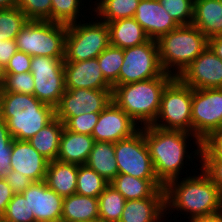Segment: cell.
Segmentation results:
<instances>
[{
	"label": "cell",
	"instance_id": "1",
	"mask_svg": "<svg viewBox=\"0 0 222 222\" xmlns=\"http://www.w3.org/2000/svg\"><path fill=\"white\" fill-rule=\"evenodd\" d=\"M200 170L201 175L185 177L181 181L175 179L164 186L166 211L184 210L189 213L190 221L222 213V193L210 177Z\"/></svg>",
	"mask_w": 222,
	"mask_h": 222
},
{
	"label": "cell",
	"instance_id": "2",
	"mask_svg": "<svg viewBox=\"0 0 222 222\" xmlns=\"http://www.w3.org/2000/svg\"><path fill=\"white\" fill-rule=\"evenodd\" d=\"M190 135L195 138V145H197V149L193 152L194 156L198 155L200 158L201 142L194 134L181 130H164L153 125L144 126V138L155 175L163 186L172 180L179 179L185 158L186 161L187 159L191 161L193 153L186 155L188 153L186 144Z\"/></svg>",
	"mask_w": 222,
	"mask_h": 222
},
{
	"label": "cell",
	"instance_id": "3",
	"mask_svg": "<svg viewBox=\"0 0 222 222\" xmlns=\"http://www.w3.org/2000/svg\"><path fill=\"white\" fill-rule=\"evenodd\" d=\"M0 117L13 139L28 141L55 118V108L34 95L0 91Z\"/></svg>",
	"mask_w": 222,
	"mask_h": 222
},
{
	"label": "cell",
	"instance_id": "4",
	"mask_svg": "<svg viewBox=\"0 0 222 222\" xmlns=\"http://www.w3.org/2000/svg\"><path fill=\"white\" fill-rule=\"evenodd\" d=\"M174 78L164 73L149 80L113 86L112 101L136 124L152 125L160 110L162 93Z\"/></svg>",
	"mask_w": 222,
	"mask_h": 222
},
{
	"label": "cell",
	"instance_id": "5",
	"mask_svg": "<svg viewBox=\"0 0 222 222\" xmlns=\"http://www.w3.org/2000/svg\"><path fill=\"white\" fill-rule=\"evenodd\" d=\"M157 44L164 72L178 77L206 49L208 38L193 24L179 25L162 35Z\"/></svg>",
	"mask_w": 222,
	"mask_h": 222
},
{
	"label": "cell",
	"instance_id": "6",
	"mask_svg": "<svg viewBox=\"0 0 222 222\" xmlns=\"http://www.w3.org/2000/svg\"><path fill=\"white\" fill-rule=\"evenodd\" d=\"M67 25L28 20L17 34V49L31 56L64 58Z\"/></svg>",
	"mask_w": 222,
	"mask_h": 222
},
{
	"label": "cell",
	"instance_id": "7",
	"mask_svg": "<svg viewBox=\"0 0 222 222\" xmlns=\"http://www.w3.org/2000/svg\"><path fill=\"white\" fill-rule=\"evenodd\" d=\"M79 22L67 25L64 62L97 58L110 45V31L106 22Z\"/></svg>",
	"mask_w": 222,
	"mask_h": 222
},
{
	"label": "cell",
	"instance_id": "8",
	"mask_svg": "<svg viewBox=\"0 0 222 222\" xmlns=\"http://www.w3.org/2000/svg\"><path fill=\"white\" fill-rule=\"evenodd\" d=\"M192 96L193 89L175 77L162 93L160 110L152 125L192 133Z\"/></svg>",
	"mask_w": 222,
	"mask_h": 222
},
{
	"label": "cell",
	"instance_id": "9",
	"mask_svg": "<svg viewBox=\"0 0 222 222\" xmlns=\"http://www.w3.org/2000/svg\"><path fill=\"white\" fill-rule=\"evenodd\" d=\"M30 72L35 84L33 95L55 108L66 90L64 58L32 56Z\"/></svg>",
	"mask_w": 222,
	"mask_h": 222
},
{
	"label": "cell",
	"instance_id": "10",
	"mask_svg": "<svg viewBox=\"0 0 222 222\" xmlns=\"http://www.w3.org/2000/svg\"><path fill=\"white\" fill-rule=\"evenodd\" d=\"M164 73L156 40L150 39L144 44L124 49L119 85L149 80Z\"/></svg>",
	"mask_w": 222,
	"mask_h": 222
},
{
	"label": "cell",
	"instance_id": "11",
	"mask_svg": "<svg viewBox=\"0 0 222 222\" xmlns=\"http://www.w3.org/2000/svg\"><path fill=\"white\" fill-rule=\"evenodd\" d=\"M119 173L139 179H157L144 138V126L131 137L114 143Z\"/></svg>",
	"mask_w": 222,
	"mask_h": 222
},
{
	"label": "cell",
	"instance_id": "12",
	"mask_svg": "<svg viewBox=\"0 0 222 222\" xmlns=\"http://www.w3.org/2000/svg\"><path fill=\"white\" fill-rule=\"evenodd\" d=\"M191 120L200 142L222 127V88L193 89Z\"/></svg>",
	"mask_w": 222,
	"mask_h": 222
},
{
	"label": "cell",
	"instance_id": "13",
	"mask_svg": "<svg viewBox=\"0 0 222 222\" xmlns=\"http://www.w3.org/2000/svg\"><path fill=\"white\" fill-rule=\"evenodd\" d=\"M112 101V90L66 89L55 107V117L63 124L83 113H101Z\"/></svg>",
	"mask_w": 222,
	"mask_h": 222
},
{
	"label": "cell",
	"instance_id": "14",
	"mask_svg": "<svg viewBox=\"0 0 222 222\" xmlns=\"http://www.w3.org/2000/svg\"><path fill=\"white\" fill-rule=\"evenodd\" d=\"M177 78L192 89L222 88V59L207 46Z\"/></svg>",
	"mask_w": 222,
	"mask_h": 222
},
{
	"label": "cell",
	"instance_id": "15",
	"mask_svg": "<svg viewBox=\"0 0 222 222\" xmlns=\"http://www.w3.org/2000/svg\"><path fill=\"white\" fill-rule=\"evenodd\" d=\"M137 126L129 115L111 101L100 113L91 136L98 142L115 143L135 134L140 129Z\"/></svg>",
	"mask_w": 222,
	"mask_h": 222
},
{
	"label": "cell",
	"instance_id": "16",
	"mask_svg": "<svg viewBox=\"0 0 222 222\" xmlns=\"http://www.w3.org/2000/svg\"><path fill=\"white\" fill-rule=\"evenodd\" d=\"M21 194L27 200L35 222H61L64 197L50 189L45 181L33 182Z\"/></svg>",
	"mask_w": 222,
	"mask_h": 222
},
{
	"label": "cell",
	"instance_id": "17",
	"mask_svg": "<svg viewBox=\"0 0 222 222\" xmlns=\"http://www.w3.org/2000/svg\"><path fill=\"white\" fill-rule=\"evenodd\" d=\"M65 89L112 90L104 78L97 58L85 61L64 62Z\"/></svg>",
	"mask_w": 222,
	"mask_h": 222
},
{
	"label": "cell",
	"instance_id": "18",
	"mask_svg": "<svg viewBox=\"0 0 222 222\" xmlns=\"http://www.w3.org/2000/svg\"><path fill=\"white\" fill-rule=\"evenodd\" d=\"M49 160L38 153L28 141L13 140L10 170L20 172L33 182L45 180Z\"/></svg>",
	"mask_w": 222,
	"mask_h": 222
},
{
	"label": "cell",
	"instance_id": "19",
	"mask_svg": "<svg viewBox=\"0 0 222 222\" xmlns=\"http://www.w3.org/2000/svg\"><path fill=\"white\" fill-rule=\"evenodd\" d=\"M134 19L156 41L179 26L158 0H140Z\"/></svg>",
	"mask_w": 222,
	"mask_h": 222
},
{
	"label": "cell",
	"instance_id": "20",
	"mask_svg": "<svg viewBox=\"0 0 222 222\" xmlns=\"http://www.w3.org/2000/svg\"><path fill=\"white\" fill-rule=\"evenodd\" d=\"M164 210V189H158L149 198L125 201L119 222H151Z\"/></svg>",
	"mask_w": 222,
	"mask_h": 222
},
{
	"label": "cell",
	"instance_id": "21",
	"mask_svg": "<svg viewBox=\"0 0 222 222\" xmlns=\"http://www.w3.org/2000/svg\"><path fill=\"white\" fill-rule=\"evenodd\" d=\"M95 143L91 135L62 131L57 160L77 165H85Z\"/></svg>",
	"mask_w": 222,
	"mask_h": 222
},
{
	"label": "cell",
	"instance_id": "22",
	"mask_svg": "<svg viewBox=\"0 0 222 222\" xmlns=\"http://www.w3.org/2000/svg\"><path fill=\"white\" fill-rule=\"evenodd\" d=\"M208 39L222 33V0H194L193 22Z\"/></svg>",
	"mask_w": 222,
	"mask_h": 222
},
{
	"label": "cell",
	"instance_id": "23",
	"mask_svg": "<svg viewBox=\"0 0 222 222\" xmlns=\"http://www.w3.org/2000/svg\"><path fill=\"white\" fill-rule=\"evenodd\" d=\"M77 176V164L61 162L56 159L49 161L44 181L58 195L67 197L76 193Z\"/></svg>",
	"mask_w": 222,
	"mask_h": 222
},
{
	"label": "cell",
	"instance_id": "24",
	"mask_svg": "<svg viewBox=\"0 0 222 222\" xmlns=\"http://www.w3.org/2000/svg\"><path fill=\"white\" fill-rule=\"evenodd\" d=\"M107 24L112 46L126 49L150 40L145 30L134 18L118 19Z\"/></svg>",
	"mask_w": 222,
	"mask_h": 222
},
{
	"label": "cell",
	"instance_id": "25",
	"mask_svg": "<svg viewBox=\"0 0 222 222\" xmlns=\"http://www.w3.org/2000/svg\"><path fill=\"white\" fill-rule=\"evenodd\" d=\"M97 219L98 198L76 193L64 197L61 222H95Z\"/></svg>",
	"mask_w": 222,
	"mask_h": 222
},
{
	"label": "cell",
	"instance_id": "26",
	"mask_svg": "<svg viewBox=\"0 0 222 222\" xmlns=\"http://www.w3.org/2000/svg\"><path fill=\"white\" fill-rule=\"evenodd\" d=\"M109 185L117 190L126 201L149 198L158 189H164L158 179H139L123 173H119Z\"/></svg>",
	"mask_w": 222,
	"mask_h": 222
},
{
	"label": "cell",
	"instance_id": "27",
	"mask_svg": "<svg viewBox=\"0 0 222 222\" xmlns=\"http://www.w3.org/2000/svg\"><path fill=\"white\" fill-rule=\"evenodd\" d=\"M86 165L110 183L119 174L114 143L95 141Z\"/></svg>",
	"mask_w": 222,
	"mask_h": 222
},
{
	"label": "cell",
	"instance_id": "28",
	"mask_svg": "<svg viewBox=\"0 0 222 222\" xmlns=\"http://www.w3.org/2000/svg\"><path fill=\"white\" fill-rule=\"evenodd\" d=\"M64 129V124L54 118L43 129L31 137L28 142L41 155L49 161L57 159L59 152L60 137Z\"/></svg>",
	"mask_w": 222,
	"mask_h": 222
},
{
	"label": "cell",
	"instance_id": "29",
	"mask_svg": "<svg viewBox=\"0 0 222 222\" xmlns=\"http://www.w3.org/2000/svg\"><path fill=\"white\" fill-rule=\"evenodd\" d=\"M139 2L140 0H99L93 11L98 13L100 20L109 23L118 19L134 18Z\"/></svg>",
	"mask_w": 222,
	"mask_h": 222
},
{
	"label": "cell",
	"instance_id": "30",
	"mask_svg": "<svg viewBox=\"0 0 222 222\" xmlns=\"http://www.w3.org/2000/svg\"><path fill=\"white\" fill-rule=\"evenodd\" d=\"M125 201L117 190L108 185L98 196L99 219L119 222Z\"/></svg>",
	"mask_w": 222,
	"mask_h": 222
},
{
	"label": "cell",
	"instance_id": "31",
	"mask_svg": "<svg viewBox=\"0 0 222 222\" xmlns=\"http://www.w3.org/2000/svg\"><path fill=\"white\" fill-rule=\"evenodd\" d=\"M109 182L96 171L85 165H78L76 194L98 198Z\"/></svg>",
	"mask_w": 222,
	"mask_h": 222
},
{
	"label": "cell",
	"instance_id": "32",
	"mask_svg": "<svg viewBox=\"0 0 222 222\" xmlns=\"http://www.w3.org/2000/svg\"><path fill=\"white\" fill-rule=\"evenodd\" d=\"M104 78L112 85H119V71L124 60V49L109 45L97 57Z\"/></svg>",
	"mask_w": 222,
	"mask_h": 222
},
{
	"label": "cell",
	"instance_id": "33",
	"mask_svg": "<svg viewBox=\"0 0 222 222\" xmlns=\"http://www.w3.org/2000/svg\"><path fill=\"white\" fill-rule=\"evenodd\" d=\"M27 21L18 7L0 9V41L15 39Z\"/></svg>",
	"mask_w": 222,
	"mask_h": 222
},
{
	"label": "cell",
	"instance_id": "34",
	"mask_svg": "<svg viewBox=\"0 0 222 222\" xmlns=\"http://www.w3.org/2000/svg\"><path fill=\"white\" fill-rule=\"evenodd\" d=\"M82 0H52L51 21L64 25L76 23L79 19Z\"/></svg>",
	"mask_w": 222,
	"mask_h": 222
},
{
	"label": "cell",
	"instance_id": "35",
	"mask_svg": "<svg viewBox=\"0 0 222 222\" xmlns=\"http://www.w3.org/2000/svg\"><path fill=\"white\" fill-rule=\"evenodd\" d=\"M34 78L32 73L3 74L0 91L33 95Z\"/></svg>",
	"mask_w": 222,
	"mask_h": 222
},
{
	"label": "cell",
	"instance_id": "36",
	"mask_svg": "<svg viewBox=\"0 0 222 222\" xmlns=\"http://www.w3.org/2000/svg\"><path fill=\"white\" fill-rule=\"evenodd\" d=\"M178 25L193 22L194 0H158Z\"/></svg>",
	"mask_w": 222,
	"mask_h": 222
},
{
	"label": "cell",
	"instance_id": "37",
	"mask_svg": "<svg viewBox=\"0 0 222 222\" xmlns=\"http://www.w3.org/2000/svg\"><path fill=\"white\" fill-rule=\"evenodd\" d=\"M2 217L8 222H35L34 214L21 193L14 194Z\"/></svg>",
	"mask_w": 222,
	"mask_h": 222
},
{
	"label": "cell",
	"instance_id": "38",
	"mask_svg": "<svg viewBox=\"0 0 222 222\" xmlns=\"http://www.w3.org/2000/svg\"><path fill=\"white\" fill-rule=\"evenodd\" d=\"M17 7L28 20L51 21L52 0H18Z\"/></svg>",
	"mask_w": 222,
	"mask_h": 222
},
{
	"label": "cell",
	"instance_id": "39",
	"mask_svg": "<svg viewBox=\"0 0 222 222\" xmlns=\"http://www.w3.org/2000/svg\"><path fill=\"white\" fill-rule=\"evenodd\" d=\"M100 113H83L77 117H70L64 127L74 133L92 135L95 125L98 122Z\"/></svg>",
	"mask_w": 222,
	"mask_h": 222
},
{
	"label": "cell",
	"instance_id": "40",
	"mask_svg": "<svg viewBox=\"0 0 222 222\" xmlns=\"http://www.w3.org/2000/svg\"><path fill=\"white\" fill-rule=\"evenodd\" d=\"M201 158H222V127L201 141Z\"/></svg>",
	"mask_w": 222,
	"mask_h": 222
},
{
	"label": "cell",
	"instance_id": "41",
	"mask_svg": "<svg viewBox=\"0 0 222 222\" xmlns=\"http://www.w3.org/2000/svg\"><path fill=\"white\" fill-rule=\"evenodd\" d=\"M32 56L17 50L3 68V74H20L30 71Z\"/></svg>",
	"mask_w": 222,
	"mask_h": 222
},
{
	"label": "cell",
	"instance_id": "42",
	"mask_svg": "<svg viewBox=\"0 0 222 222\" xmlns=\"http://www.w3.org/2000/svg\"><path fill=\"white\" fill-rule=\"evenodd\" d=\"M201 169L217 185L222 193V158H201Z\"/></svg>",
	"mask_w": 222,
	"mask_h": 222
},
{
	"label": "cell",
	"instance_id": "43",
	"mask_svg": "<svg viewBox=\"0 0 222 222\" xmlns=\"http://www.w3.org/2000/svg\"><path fill=\"white\" fill-rule=\"evenodd\" d=\"M6 182L15 194L22 193L33 181L20 172L10 170L5 177Z\"/></svg>",
	"mask_w": 222,
	"mask_h": 222
},
{
	"label": "cell",
	"instance_id": "44",
	"mask_svg": "<svg viewBox=\"0 0 222 222\" xmlns=\"http://www.w3.org/2000/svg\"><path fill=\"white\" fill-rule=\"evenodd\" d=\"M17 50L15 39L0 41V66L2 69L6 66Z\"/></svg>",
	"mask_w": 222,
	"mask_h": 222
},
{
	"label": "cell",
	"instance_id": "45",
	"mask_svg": "<svg viewBox=\"0 0 222 222\" xmlns=\"http://www.w3.org/2000/svg\"><path fill=\"white\" fill-rule=\"evenodd\" d=\"M14 194L5 178H0V216L6 211L7 205L12 200Z\"/></svg>",
	"mask_w": 222,
	"mask_h": 222
},
{
	"label": "cell",
	"instance_id": "46",
	"mask_svg": "<svg viewBox=\"0 0 222 222\" xmlns=\"http://www.w3.org/2000/svg\"><path fill=\"white\" fill-rule=\"evenodd\" d=\"M13 140L6 122L0 117V150H12Z\"/></svg>",
	"mask_w": 222,
	"mask_h": 222
},
{
	"label": "cell",
	"instance_id": "47",
	"mask_svg": "<svg viewBox=\"0 0 222 222\" xmlns=\"http://www.w3.org/2000/svg\"><path fill=\"white\" fill-rule=\"evenodd\" d=\"M12 150H0V178H5L10 171Z\"/></svg>",
	"mask_w": 222,
	"mask_h": 222
},
{
	"label": "cell",
	"instance_id": "48",
	"mask_svg": "<svg viewBox=\"0 0 222 222\" xmlns=\"http://www.w3.org/2000/svg\"><path fill=\"white\" fill-rule=\"evenodd\" d=\"M208 47L222 59V36L217 35L208 39Z\"/></svg>",
	"mask_w": 222,
	"mask_h": 222
},
{
	"label": "cell",
	"instance_id": "49",
	"mask_svg": "<svg viewBox=\"0 0 222 222\" xmlns=\"http://www.w3.org/2000/svg\"><path fill=\"white\" fill-rule=\"evenodd\" d=\"M191 222H222V213L211 217L197 218Z\"/></svg>",
	"mask_w": 222,
	"mask_h": 222
},
{
	"label": "cell",
	"instance_id": "50",
	"mask_svg": "<svg viewBox=\"0 0 222 222\" xmlns=\"http://www.w3.org/2000/svg\"><path fill=\"white\" fill-rule=\"evenodd\" d=\"M18 0H0V9H10L17 7Z\"/></svg>",
	"mask_w": 222,
	"mask_h": 222
},
{
	"label": "cell",
	"instance_id": "51",
	"mask_svg": "<svg viewBox=\"0 0 222 222\" xmlns=\"http://www.w3.org/2000/svg\"><path fill=\"white\" fill-rule=\"evenodd\" d=\"M165 213L166 215L168 214L166 212V210H164L157 218H155L154 220H152L151 222H160L161 218H163L165 216Z\"/></svg>",
	"mask_w": 222,
	"mask_h": 222
},
{
	"label": "cell",
	"instance_id": "52",
	"mask_svg": "<svg viewBox=\"0 0 222 222\" xmlns=\"http://www.w3.org/2000/svg\"><path fill=\"white\" fill-rule=\"evenodd\" d=\"M2 77H3V69H2L1 66H0V82H1V80H2Z\"/></svg>",
	"mask_w": 222,
	"mask_h": 222
},
{
	"label": "cell",
	"instance_id": "53",
	"mask_svg": "<svg viewBox=\"0 0 222 222\" xmlns=\"http://www.w3.org/2000/svg\"><path fill=\"white\" fill-rule=\"evenodd\" d=\"M95 222H114V221H104V220H101V219H97Z\"/></svg>",
	"mask_w": 222,
	"mask_h": 222
},
{
	"label": "cell",
	"instance_id": "54",
	"mask_svg": "<svg viewBox=\"0 0 222 222\" xmlns=\"http://www.w3.org/2000/svg\"><path fill=\"white\" fill-rule=\"evenodd\" d=\"M0 222H8V221L4 219L2 216H0Z\"/></svg>",
	"mask_w": 222,
	"mask_h": 222
}]
</instances>
